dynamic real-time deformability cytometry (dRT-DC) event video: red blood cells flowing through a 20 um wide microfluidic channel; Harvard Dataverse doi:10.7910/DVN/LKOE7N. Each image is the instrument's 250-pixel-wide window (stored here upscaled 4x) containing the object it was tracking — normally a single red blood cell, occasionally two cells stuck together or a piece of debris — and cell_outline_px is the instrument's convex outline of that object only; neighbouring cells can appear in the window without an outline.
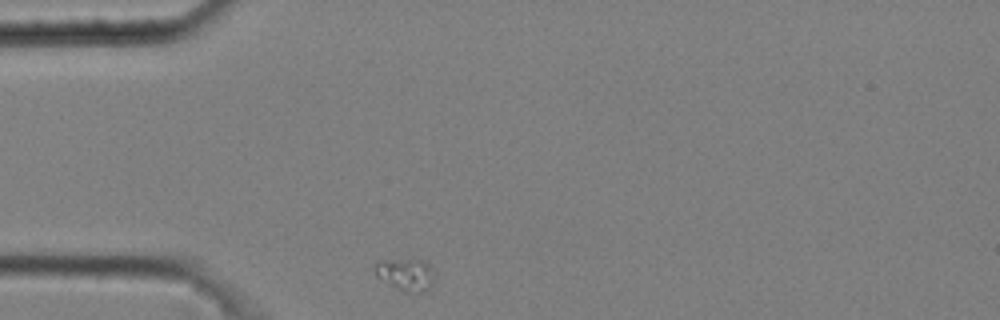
{"species": "common noctule bat (a hibernating species)", "species_latin": "Nyctalus noctula", "temperature_condition": "cold", "stored_images_in_passage": 2, "camera_frame_rate_fps": 3000, "um_per_image_px": 0.085, "animal": {"sex": "male", "body_mass_g": 20.4}, "frame": {"image": 1, "passage_image": 1, "time_ms": 0.0, "image_size_px": [1000, 320], "cell_outline_px": [[432, 288], [424, 292], [404, 292], [376, 276], [376, 260], [420, 260], [428, 264], [432, 280]], "centroid_in_image_um": [34.46, 23.35], "position_along_channel_um": 50.5, "area_um2": 10.75}}